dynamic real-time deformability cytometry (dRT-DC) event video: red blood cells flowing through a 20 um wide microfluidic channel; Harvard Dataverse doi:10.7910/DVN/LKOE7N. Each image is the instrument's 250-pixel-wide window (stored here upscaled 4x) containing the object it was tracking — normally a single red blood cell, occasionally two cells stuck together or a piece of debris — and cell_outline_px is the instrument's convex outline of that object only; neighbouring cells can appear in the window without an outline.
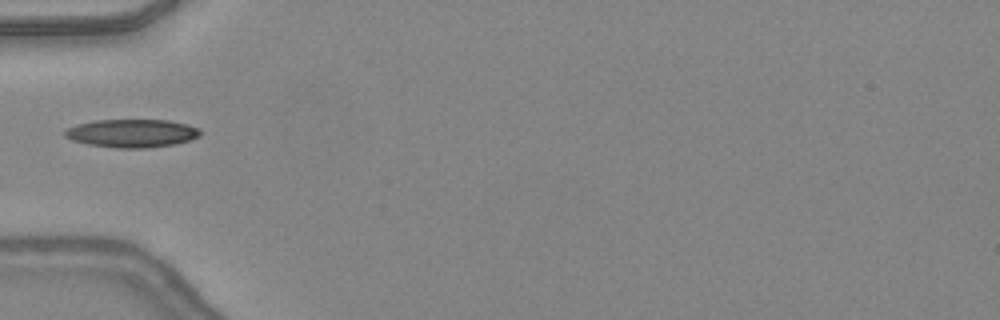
{"species": "common noctule bat (a hibernating species)", "species_latin": "Nyctalus noctula", "temperature_condition": "warm", "stored_images_in_passage": 15, "camera_frame_rate_fps": 3000, "um_per_image_px": 0.085, "animal": {"sex": "female", "body_mass_g": 24.6, "forearm_length_mm": 56.2}, "frame": {"image": 1, "passage_image": 1, "time_ms": 0.0, "image_size_px": [1000, 320], "cell_outline_px": [[204, 132], [200, 136], [176, 144], [144, 148], [116, 148], [88, 144], [72, 140], [64, 136], [64, 132], [68, 128], [76, 124], [92, 120], [168, 120], [188, 124], [200, 128]], "centroid_in_image_um": [11.24, 11.32], "position_along_channel_um": 73.8, "area_um2": 22.43}}
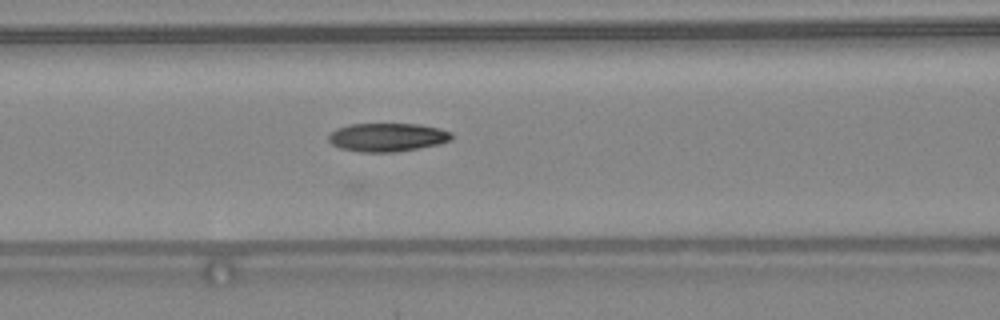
{"frame": {"image": 2, "passage_image": 5, "time_ms": 1.333, "image_size_px": [1000, 320], "cell_outline_px": [[452, 140], [440, 144], [396, 152], [360, 152], [340, 148], [332, 144], [328, 140], [328, 136], [336, 128], [348, 124], [420, 124], [440, 128], [452, 132]], "centroid_in_image_um": [32.94, 11.66], "position_along_channel_um": 133.7, "area_um2": 20.58}}
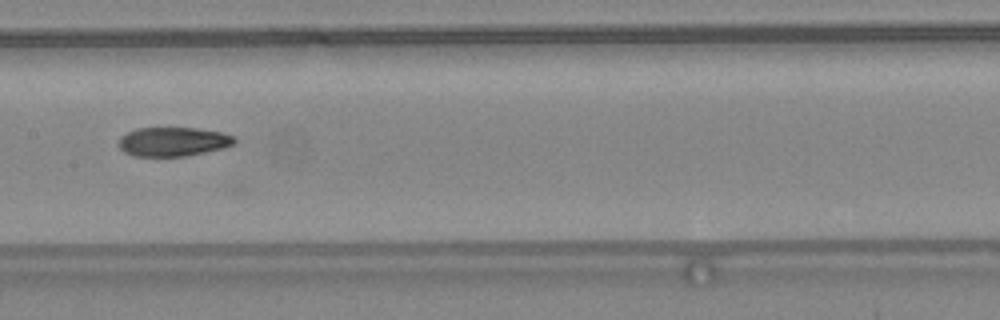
{"frame": {"image": 3, "passage_image": 9, "time_ms": 2.667, "image_size_px": [1000, 320], "cell_outline_px": [[236, 140], [232, 144], [224, 148], [184, 156], [132, 156], [124, 152], [120, 148], [120, 136], [136, 128], [196, 128], [220, 132], [236, 136]], "centroid_in_image_um": [14.71, 12.04], "position_along_channel_um": 192.7, "area_um2": 19.54}}